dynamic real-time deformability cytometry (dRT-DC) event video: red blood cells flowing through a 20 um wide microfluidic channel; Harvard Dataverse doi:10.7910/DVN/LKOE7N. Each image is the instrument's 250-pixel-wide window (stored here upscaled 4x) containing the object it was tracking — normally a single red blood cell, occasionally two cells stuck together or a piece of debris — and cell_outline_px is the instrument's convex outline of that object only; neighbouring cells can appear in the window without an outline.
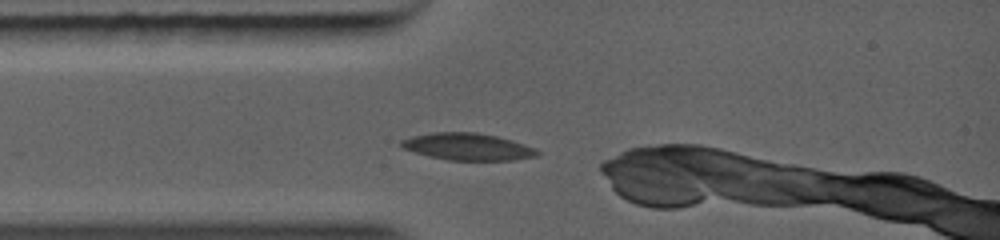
{"species": "common noctule bat (a hibernating species)", "species_latin": "Nyctalus noctula", "temperature_condition": "warm", "stored_images_in_passage": 14, "camera_frame_rate_fps": 5000, "um_per_image_px": 0.085, "animal": {"sex": "female", "body_mass_g": 19.0, "forearm_length_mm": 56.7}, "frame": {"image": 1, "passage_image": 1, "time_ms": 0.0, "image_size_px": [1000, 240], "cell_outline_px": [[540, 156], [512, 160], [448, 160], [428, 156], [404, 148], [400, 144], [400, 140], [412, 136], [432, 132], [476, 132], [496, 136], [512, 140], [536, 148], [540, 152]], "centroid_in_image_um": [39.79, 12.47], "position_along_channel_um": 45.2, "area_um2": 21.44}}
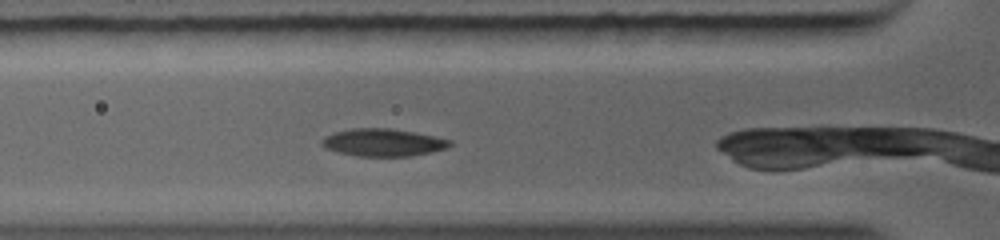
{"frame": {"image": 2, "passage_image": 6, "time_ms": 1.0, "image_size_px": [1000, 240], "cell_outline_px": [[452, 144], [448, 148], [412, 156], [356, 156], [324, 148], [320, 144], [320, 140], [324, 136], [332, 132], [352, 128], [392, 128], [452, 140]], "centroid_in_image_um": [32.51, 12.11], "position_along_channel_um": 93.3, "area_um2": 20.63}}
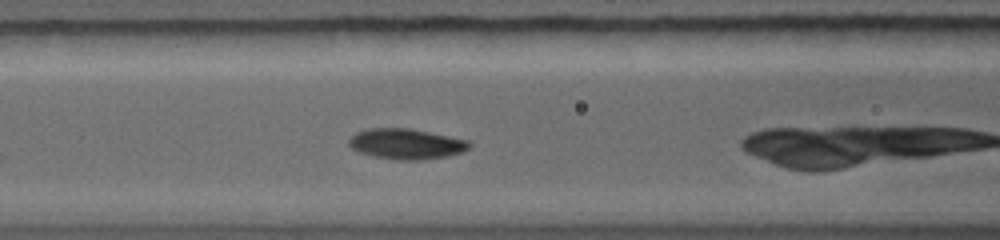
{"frame": {"image": 3, "passage_image": 9, "time_ms": 1.8, "image_size_px": [1000, 240], "cell_outline_px": [[472, 144], [464, 152], [448, 156], [420, 160], [400, 160], [372, 156], [360, 152], [352, 148], [348, 144], [348, 140], [356, 132], [368, 128], [412, 128], [468, 140]], "centroid_in_image_um": [34.54, 12.23], "position_along_channel_um": 132.1, "area_um2": 21.5}}